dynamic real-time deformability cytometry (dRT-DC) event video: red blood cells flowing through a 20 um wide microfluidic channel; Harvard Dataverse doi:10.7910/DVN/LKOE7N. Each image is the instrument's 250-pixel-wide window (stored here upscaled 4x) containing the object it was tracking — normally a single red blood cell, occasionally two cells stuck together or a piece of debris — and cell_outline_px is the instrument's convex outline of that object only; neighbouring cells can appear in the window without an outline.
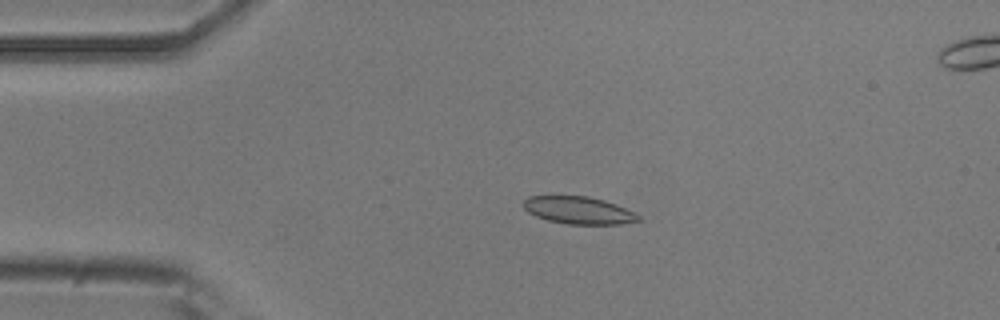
{"species": "common noctule bat (a hibernating species)", "species_latin": "Nyctalus noctula", "temperature_condition": "room temperature", "stored_images_in_passage": 54, "camera_frame_rate_fps": 3000, "um_per_image_px": 0.085, "animal": {"sex": "male", "body_mass_g": 20.5, "forearm_length_mm": 52.5}, "frame": {"image": 1, "passage_image": 12, "time_ms": 3.667, "image_size_px": [1000, 320], "cell_outline_px": [[640, 220], [620, 224], [568, 224], [548, 220], [536, 216], [528, 212], [524, 208], [524, 200], [528, 196], [588, 196], [604, 200], [616, 204], [640, 216]], "centroid_in_image_um": [49.16, 17.87], "position_along_channel_um": 35.8, "area_um2": 18.15}}
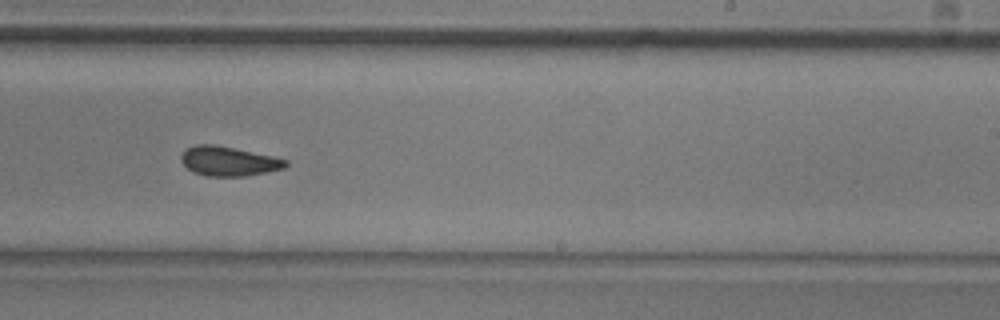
{"frame": {"image": 2, "passage_image": 33, "time_ms": 10.667, "image_size_px": [1000, 320], "cell_outline_px": [[288, 164], [284, 168], [268, 172], [244, 176], [204, 176], [188, 168], [180, 160], [180, 156], [184, 148], [196, 144], [216, 144], [272, 156], [288, 160]], "centroid_in_image_um": [19.41, 13.69], "position_along_channel_um": 269.6, "area_um2": 18.03}}
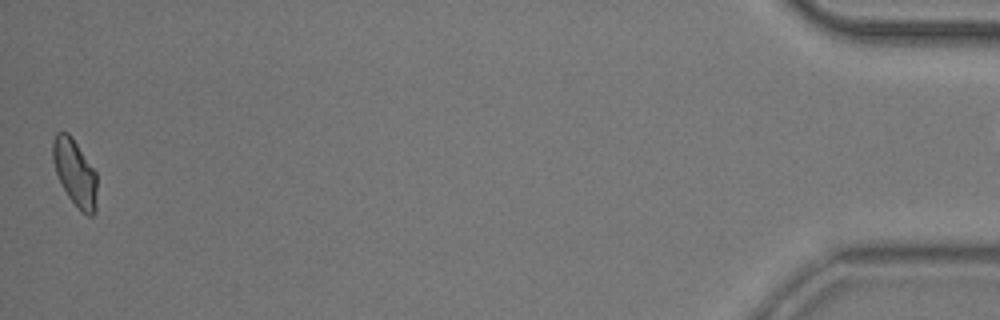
{"frame": {"image": 3, "passage_image": 53, "time_ms": 17.333, "image_size_px": [1000, 320], "cell_outline_px": [[96, 212], [92, 216], [88, 216], [80, 212], [68, 196], [56, 172], [52, 156], [52, 140], [56, 132], [68, 132], [96, 172]], "centroid_in_image_um": [6.37, 14.71], "position_along_channel_um": 428.8, "area_um2": 17.05}}